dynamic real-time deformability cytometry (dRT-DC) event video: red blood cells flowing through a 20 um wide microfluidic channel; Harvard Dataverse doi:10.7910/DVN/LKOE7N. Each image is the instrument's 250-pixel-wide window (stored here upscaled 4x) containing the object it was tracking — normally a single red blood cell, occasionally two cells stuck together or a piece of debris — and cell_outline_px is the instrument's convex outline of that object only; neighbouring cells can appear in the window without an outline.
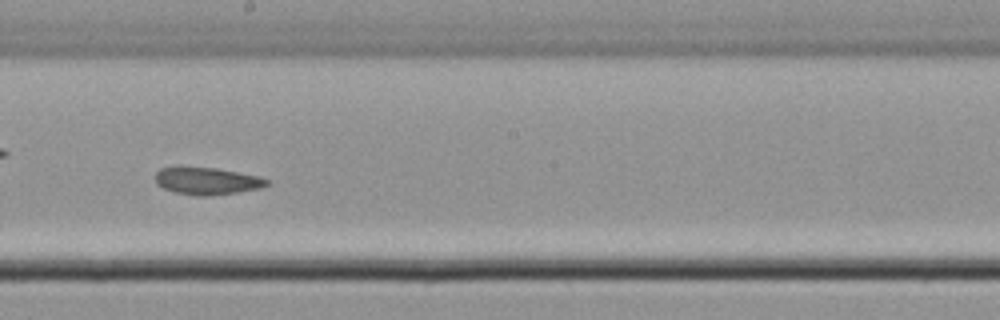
{"species": "common noctule bat (a hibernating species)", "species_latin": "Nyctalus noctula", "temperature_condition": "cold", "stored_images_in_passage": 57, "camera_frame_rate_fps": 3000, "um_per_image_px": 0.085, "animal": {"sex": "male", "body_mass_g": 21.5, "forearm_length_mm": 52.0}, "frame": {"image": 1, "passage_image": 33, "time_ms": 10.667, "image_size_px": [1000, 320], "cell_outline_px": [[268, 184], [260, 188], [236, 192], [208, 196], [196, 196], [176, 192], [164, 188], [156, 184], [156, 172], [160, 168], [216, 168], [260, 176], [268, 180]], "centroid_in_image_um": [17.61, 15.39], "position_along_channel_um": 230.6, "area_um2": 17.34}}